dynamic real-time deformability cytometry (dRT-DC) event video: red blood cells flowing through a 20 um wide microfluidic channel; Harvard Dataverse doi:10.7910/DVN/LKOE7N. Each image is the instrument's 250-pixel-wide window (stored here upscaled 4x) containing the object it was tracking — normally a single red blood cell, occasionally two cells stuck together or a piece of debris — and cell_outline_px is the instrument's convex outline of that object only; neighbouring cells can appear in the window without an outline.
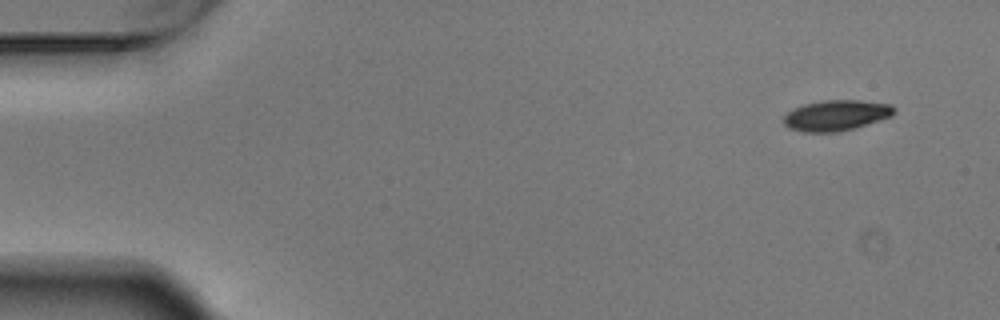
{"species": "Egyptian fruit bat (a non-hibernating species)", "species_latin": "Rousettus aegyptiacus", "temperature_condition": "warm", "stored_images_in_passage": 5, "segment_of_instrument_passage": [2, 2], "camera_frame_rate_fps": 3000, "um_per_image_px": 0.085, "animal": {"sex": "male"}, "frame": {"image": 1, "passage_image": 5, "time_ms": 1.333, "image_size_px": [1000, 320], "cell_outline_px": [[896, 112], [892, 116], [856, 128], [840, 132], [804, 132], [788, 128], [784, 124], [784, 116], [788, 112], [804, 104], [824, 100], [860, 100], [892, 104], [896, 108]], "centroid_in_image_um": [71.12, 9.81], "position_along_channel_um": 13.9, "area_um2": 19.88}}